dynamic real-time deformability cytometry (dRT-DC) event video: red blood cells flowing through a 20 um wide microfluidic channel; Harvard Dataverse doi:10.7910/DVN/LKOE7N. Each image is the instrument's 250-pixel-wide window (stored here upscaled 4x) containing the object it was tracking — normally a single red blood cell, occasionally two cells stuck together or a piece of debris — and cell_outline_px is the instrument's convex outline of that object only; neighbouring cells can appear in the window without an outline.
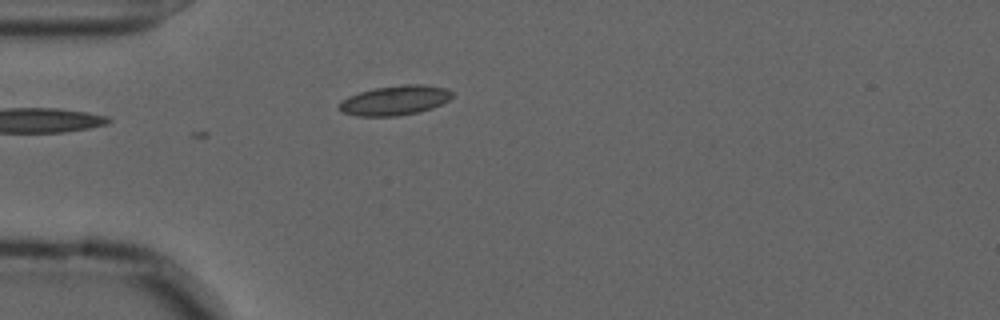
{"species": "common noctule bat (a hibernating species)", "species_latin": "Nyctalus noctula", "temperature_condition": "cold", "stored_images_in_passage": 4, "camera_frame_rate_fps": 3000, "um_per_image_px": 0.085, "animal": {"sex": "male", "forearm_length_mm": 52.5}, "frame": {"image": 1, "passage_image": 4, "time_ms": 1.0, "image_size_px": [1000, 320], "cell_outline_px": [[452, 96], [448, 100], [432, 108], [420, 112], [396, 116], [356, 116], [340, 112], [336, 108], [336, 104], [340, 100], [348, 96], [360, 92], [376, 88], [404, 84], [424, 84], [448, 88], [452, 92]], "centroid_in_image_um": [33.51, 8.53], "position_along_channel_um": 51.5, "area_um2": 19.83}}